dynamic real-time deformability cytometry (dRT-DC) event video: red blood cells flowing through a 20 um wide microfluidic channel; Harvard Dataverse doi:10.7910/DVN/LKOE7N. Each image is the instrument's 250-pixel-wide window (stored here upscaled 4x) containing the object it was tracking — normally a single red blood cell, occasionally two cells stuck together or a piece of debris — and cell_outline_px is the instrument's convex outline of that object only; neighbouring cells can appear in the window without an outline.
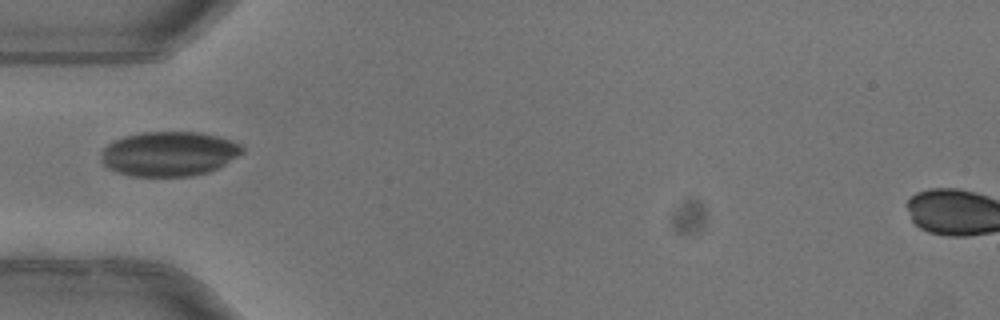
{"species": "common noctule bat (a hibernating species)", "species_latin": "Nyctalus noctula", "temperature_condition": "warm", "stored_images_in_passage": 1, "camera_frame_rate_fps": 3000, "um_per_image_px": 0.085, "animal": {"sex": "female"}, "frame": {"image": 1, "passage_image": 1, "time_ms": 0.0, "image_size_px": [1000, 320], "cell_outline_px": [[244, 152], [224, 164], [208, 172], [192, 176], [132, 176], [116, 172], [108, 168], [100, 160], [104, 148], [112, 140], [124, 136], [144, 132], [200, 132], [232, 140], [240, 144], [244, 148]], "centroid_in_image_um": [14.35, 13.07], "position_along_channel_um": 70.6, "area_um2": 36.7}}